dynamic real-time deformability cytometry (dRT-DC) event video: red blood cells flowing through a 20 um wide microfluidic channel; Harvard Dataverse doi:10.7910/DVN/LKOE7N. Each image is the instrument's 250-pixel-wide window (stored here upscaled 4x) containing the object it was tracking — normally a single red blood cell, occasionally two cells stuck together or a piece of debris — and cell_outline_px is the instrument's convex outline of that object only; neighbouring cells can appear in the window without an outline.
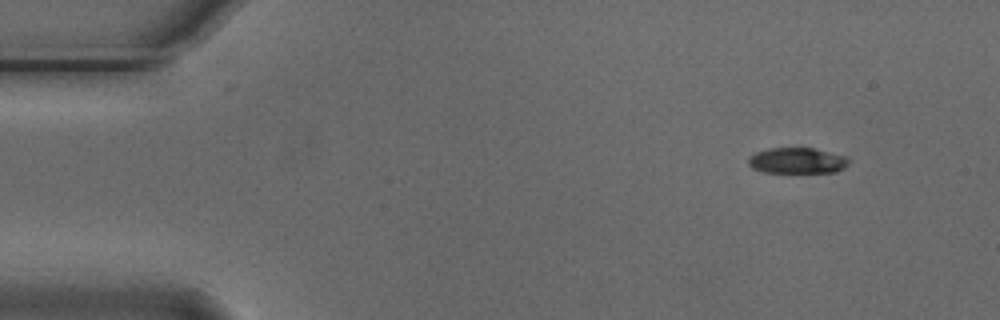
{"species": "Egyptian fruit bat (a non-hibernating species)", "species_latin": "Rousettus aegyptiacus", "temperature_condition": "cold", "stored_images_in_passage": 4, "camera_frame_rate_fps": 3000, "um_per_image_px": 0.085, "animal": {"sex": "male"}, "frame": {"image": 1, "passage_image": 1, "time_ms": 0.0, "image_size_px": [1000, 320], "cell_outline_px": [[848, 164], [844, 168], [836, 172], [764, 172], [752, 168], [748, 164], [748, 156], [756, 152], [768, 148], [812, 148], [844, 156], [848, 160]], "centroid_in_image_um": [67.71, 13.65], "position_along_channel_um": 17.3, "area_um2": 14.97}}
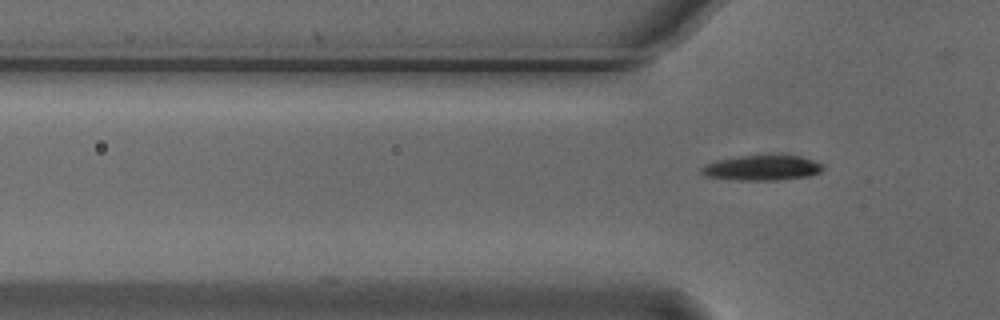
{"frame": {"image": 2, "passage_image": 4, "time_ms": 1.0, "image_size_px": [1000, 320], "cell_outline_px": [[824, 168], [820, 172], [812, 176], [780, 180], [732, 180], [704, 176], [700, 172], [700, 168], [704, 164], [716, 160], [740, 156], [780, 152], [800, 156], [824, 164]], "centroid_in_image_um": [64.8, 14.23], "position_along_channel_um": 61.0, "area_um2": 18.84}}